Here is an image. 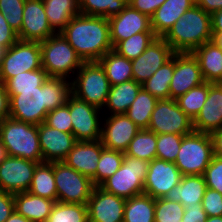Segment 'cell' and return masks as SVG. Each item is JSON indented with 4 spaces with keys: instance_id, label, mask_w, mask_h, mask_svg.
Returning a JSON list of instances; mask_svg holds the SVG:
<instances>
[{
    "instance_id": "35",
    "label": "cell",
    "mask_w": 222,
    "mask_h": 222,
    "mask_svg": "<svg viewBox=\"0 0 222 222\" xmlns=\"http://www.w3.org/2000/svg\"><path fill=\"white\" fill-rule=\"evenodd\" d=\"M157 134L141 129L131 140L125 155L150 162L156 158Z\"/></svg>"
},
{
    "instance_id": "28",
    "label": "cell",
    "mask_w": 222,
    "mask_h": 222,
    "mask_svg": "<svg viewBox=\"0 0 222 222\" xmlns=\"http://www.w3.org/2000/svg\"><path fill=\"white\" fill-rule=\"evenodd\" d=\"M141 88L142 84L134 80L111 86L102 112L107 115L125 114Z\"/></svg>"
},
{
    "instance_id": "57",
    "label": "cell",
    "mask_w": 222,
    "mask_h": 222,
    "mask_svg": "<svg viewBox=\"0 0 222 222\" xmlns=\"http://www.w3.org/2000/svg\"><path fill=\"white\" fill-rule=\"evenodd\" d=\"M6 148L2 145V142L0 141V162L4 160L7 157Z\"/></svg>"
},
{
    "instance_id": "34",
    "label": "cell",
    "mask_w": 222,
    "mask_h": 222,
    "mask_svg": "<svg viewBox=\"0 0 222 222\" xmlns=\"http://www.w3.org/2000/svg\"><path fill=\"white\" fill-rule=\"evenodd\" d=\"M158 99L143 87L125 113L140 129H148L151 113Z\"/></svg>"
},
{
    "instance_id": "23",
    "label": "cell",
    "mask_w": 222,
    "mask_h": 222,
    "mask_svg": "<svg viewBox=\"0 0 222 222\" xmlns=\"http://www.w3.org/2000/svg\"><path fill=\"white\" fill-rule=\"evenodd\" d=\"M196 132L211 133L222 129V84L213 83L208 90L206 101L193 120Z\"/></svg>"
},
{
    "instance_id": "55",
    "label": "cell",
    "mask_w": 222,
    "mask_h": 222,
    "mask_svg": "<svg viewBox=\"0 0 222 222\" xmlns=\"http://www.w3.org/2000/svg\"><path fill=\"white\" fill-rule=\"evenodd\" d=\"M211 31L213 37L222 33V9L211 14Z\"/></svg>"
},
{
    "instance_id": "17",
    "label": "cell",
    "mask_w": 222,
    "mask_h": 222,
    "mask_svg": "<svg viewBox=\"0 0 222 222\" xmlns=\"http://www.w3.org/2000/svg\"><path fill=\"white\" fill-rule=\"evenodd\" d=\"M175 52L161 37H156L147 49L131 61L133 80L143 84L148 80Z\"/></svg>"
},
{
    "instance_id": "18",
    "label": "cell",
    "mask_w": 222,
    "mask_h": 222,
    "mask_svg": "<svg viewBox=\"0 0 222 222\" xmlns=\"http://www.w3.org/2000/svg\"><path fill=\"white\" fill-rule=\"evenodd\" d=\"M17 34L19 40L31 42H42L56 34L45 14L43 0L25 1L22 27Z\"/></svg>"
},
{
    "instance_id": "58",
    "label": "cell",
    "mask_w": 222,
    "mask_h": 222,
    "mask_svg": "<svg viewBox=\"0 0 222 222\" xmlns=\"http://www.w3.org/2000/svg\"><path fill=\"white\" fill-rule=\"evenodd\" d=\"M205 222H222V216H210V217H207Z\"/></svg>"
},
{
    "instance_id": "21",
    "label": "cell",
    "mask_w": 222,
    "mask_h": 222,
    "mask_svg": "<svg viewBox=\"0 0 222 222\" xmlns=\"http://www.w3.org/2000/svg\"><path fill=\"white\" fill-rule=\"evenodd\" d=\"M38 135L43 162H62L77 142L72 133L52 128L45 123L38 125Z\"/></svg>"
},
{
    "instance_id": "59",
    "label": "cell",
    "mask_w": 222,
    "mask_h": 222,
    "mask_svg": "<svg viewBox=\"0 0 222 222\" xmlns=\"http://www.w3.org/2000/svg\"><path fill=\"white\" fill-rule=\"evenodd\" d=\"M214 42H216L222 48V33H218L213 37Z\"/></svg>"
},
{
    "instance_id": "49",
    "label": "cell",
    "mask_w": 222,
    "mask_h": 222,
    "mask_svg": "<svg viewBox=\"0 0 222 222\" xmlns=\"http://www.w3.org/2000/svg\"><path fill=\"white\" fill-rule=\"evenodd\" d=\"M165 1L166 0H128V4L140 13L151 17Z\"/></svg>"
},
{
    "instance_id": "37",
    "label": "cell",
    "mask_w": 222,
    "mask_h": 222,
    "mask_svg": "<svg viewBox=\"0 0 222 222\" xmlns=\"http://www.w3.org/2000/svg\"><path fill=\"white\" fill-rule=\"evenodd\" d=\"M212 84L213 83L204 82L197 87L191 88L188 92L176 99L179 108L192 120H194L201 111L206 101L209 87Z\"/></svg>"
},
{
    "instance_id": "42",
    "label": "cell",
    "mask_w": 222,
    "mask_h": 222,
    "mask_svg": "<svg viewBox=\"0 0 222 222\" xmlns=\"http://www.w3.org/2000/svg\"><path fill=\"white\" fill-rule=\"evenodd\" d=\"M184 135L157 134L156 158L167 162H175Z\"/></svg>"
},
{
    "instance_id": "20",
    "label": "cell",
    "mask_w": 222,
    "mask_h": 222,
    "mask_svg": "<svg viewBox=\"0 0 222 222\" xmlns=\"http://www.w3.org/2000/svg\"><path fill=\"white\" fill-rule=\"evenodd\" d=\"M112 47L140 32H153L151 19L129 4L117 15L108 18Z\"/></svg>"
},
{
    "instance_id": "60",
    "label": "cell",
    "mask_w": 222,
    "mask_h": 222,
    "mask_svg": "<svg viewBox=\"0 0 222 222\" xmlns=\"http://www.w3.org/2000/svg\"><path fill=\"white\" fill-rule=\"evenodd\" d=\"M5 50H6V49H5L4 47L0 46V62H1V60H2V57H3V55H4Z\"/></svg>"
},
{
    "instance_id": "5",
    "label": "cell",
    "mask_w": 222,
    "mask_h": 222,
    "mask_svg": "<svg viewBox=\"0 0 222 222\" xmlns=\"http://www.w3.org/2000/svg\"><path fill=\"white\" fill-rule=\"evenodd\" d=\"M40 47L42 68L49 77L72 81L84 63L61 33H56L40 42Z\"/></svg>"
},
{
    "instance_id": "11",
    "label": "cell",
    "mask_w": 222,
    "mask_h": 222,
    "mask_svg": "<svg viewBox=\"0 0 222 222\" xmlns=\"http://www.w3.org/2000/svg\"><path fill=\"white\" fill-rule=\"evenodd\" d=\"M148 130L156 134L188 135L194 131L193 120L179 108L176 99H161L151 113Z\"/></svg>"
},
{
    "instance_id": "10",
    "label": "cell",
    "mask_w": 222,
    "mask_h": 222,
    "mask_svg": "<svg viewBox=\"0 0 222 222\" xmlns=\"http://www.w3.org/2000/svg\"><path fill=\"white\" fill-rule=\"evenodd\" d=\"M42 68L40 42L18 40L5 50L0 62V82Z\"/></svg>"
},
{
    "instance_id": "13",
    "label": "cell",
    "mask_w": 222,
    "mask_h": 222,
    "mask_svg": "<svg viewBox=\"0 0 222 222\" xmlns=\"http://www.w3.org/2000/svg\"><path fill=\"white\" fill-rule=\"evenodd\" d=\"M39 163L7 156L0 162V190L16 194L28 191Z\"/></svg>"
},
{
    "instance_id": "16",
    "label": "cell",
    "mask_w": 222,
    "mask_h": 222,
    "mask_svg": "<svg viewBox=\"0 0 222 222\" xmlns=\"http://www.w3.org/2000/svg\"><path fill=\"white\" fill-rule=\"evenodd\" d=\"M182 174L175 163L160 159L149 162L146 180L144 182V194L154 199L164 198L166 194L180 183Z\"/></svg>"
},
{
    "instance_id": "6",
    "label": "cell",
    "mask_w": 222,
    "mask_h": 222,
    "mask_svg": "<svg viewBox=\"0 0 222 222\" xmlns=\"http://www.w3.org/2000/svg\"><path fill=\"white\" fill-rule=\"evenodd\" d=\"M111 85L98 61L84 62L72 80V94L99 109H103Z\"/></svg>"
},
{
    "instance_id": "25",
    "label": "cell",
    "mask_w": 222,
    "mask_h": 222,
    "mask_svg": "<svg viewBox=\"0 0 222 222\" xmlns=\"http://www.w3.org/2000/svg\"><path fill=\"white\" fill-rule=\"evenodd\" d=\"M191 53L199 63L205 82L222 83V48L214 40L205 42Z\"/></svg>"
},
{
    "instance_id": "46",
    "label": "cell",
    "mask_w": 222,
    "mask_h": 222,
    "mask_svg": "<svg viewBox=\"0 0 222 222\" xmlns=\"http://www.w3.org/2000/svg\"><path fill=\"white\" fill-rule=\"evenodd\" d=\"M203 177L207 188L222 194V159L213 156L208 167L205 169Z\"/></svg>"
},
{
    "instance_id": "26",
    "label": "cell",
    "mask_w": 222,
    "mask_h": 222,
    "mask_svg": "<svg viewBox=\"0 0 222 222\" xmlns=\"http://www.w3.org/2000/svg\"><path fill=\"white\" fill-rule=\"evenodd\" d=\"M55 201L28 191L14 194V210L31 222H47Z\"/></svg>"
},
{
    "instance_id": "50",
    "label": "cell",
    "mask_w": 222,
    "mask_h": 222,
    "mask_svg": "<svg viewBox=\"0 0 222 222\" xmlns=\"http://www.w3.org/2000/svg\"><path fill=\"white\" fill-rule=\"evenodd\" d=\"M184 214L181 222H205L207 219L206 212L201 203L184 206Z\"/></svg>"
},
{
    "instance_id": "29",
    "label": "cell",
    "mask_w": 222,
    "mask_h": 222,
    "mask_svg": "<svg viewBox=\"0 0 222 222\" xmlns=\"http://www.w3.org/2000/svg\"><path fill=\"white\" fill-rule=\"evenodd\" d=\"M43 4L49 24L56 33L80 14L79 0H43Z\"/></svg>"
},
{
    "instance_id": "2",
    "label": "cell",
    "mask_w": 222,
    "mask_h": 222,
    "mask_svg": "<svg viewBox=\"0 0 222 222\" xmlns=\"http://www.w3.org/2000/svg\"><path fill=\"white\" fill-rule=\"evenodd\" d=\"M84 62L113 50L108 18L79 14L60 32Z\"/></svg>"
},
{
    "instance_id": "3",
    "label": "cell",
    "mask_w": 222,
    "mask_h": 222,
    "mask_svg": "<svg viewBox=\"0 0 222 222\" xmlns=\"http://www.w3.org/2000/svg\"><path fill=\"white\" fill-rule=\"evenodd\" d=\"M163 39L175 53H191L205 42L213 40L211 14L195 4L173 24Z\"/></svg>"
},
{
    "instance_id": "31",
    "label": "cell",
    "mask_w": 222,
    "mask_h": 222,
    "mask_svg": "<svg viewBox=\"0 0 222 222\" xmlns=\"http://www.w3.org/2000/svg\"><path fill=\"white\" fill-rule=\"evenodd\" d=\"M28 192L57 202L54 162H42L36 166Z\"/></svg>"
},
{
    "instance_id": "9",
    "label": "cell",
    "mask_w": 222,
    "mask_h": 222,
    "mask_svg": "<svg viewBox=\"0 0 222 222\" xmlns=\"http://www.w3.org/2000/svg\"><path fill=\"white\" fill-rule=\"evenodd\" d=\"M54 178L58 202L87 205L94 188L89 177L62 161L54 162Z\"/></svg>"
},
{
    "instance_id": "56",
    "label": "cell",
    "mask_w": 222,
    "mask_h": 222,
    "mask_svg": "<svg viewBox=\"0 0 222 222\" xmlns=\"http://www.w3.org/2000/svg\"><path fill=\"white\" fill-rule=\"evenodd\" d=\"M5 222H31L24 216L18 214L15 210Z\"/></svg>"
},
{
    "instance_id": "12",
    "label": "cell",
    "mask_w": 222,
    "mask_h": 222,
    "mask_svg": "<svg viewBox=\"0 0 222 222\" xmlns=\"http://www.w3.org/2000/svg\"><path fill=\"white\" fill-rule=\"evenodd\" d=\"M69 111L72 134L76 141L101 140L102 118L104 117L101 109L71 94L69 96Z\"/></svg>"
},
{
    "instance_id": "52",
    "label": "cell",
    "mask_w": 222,
    "mask_h": 222,
    "mask_svg": "<svg viewBox=\"0 0 222 222\" xmlns=\"http://www.w3.org/2000/svg\"><path fill=\"white\" fill-rule=\"evenodd\" d=\"M9 118V95L4 83L0 82V122Z\"/></svg>"
},
{
    "instance_id": "7",
    "label": "cell",
    "mask_w": 222,
    "mask_h": 222,
    "mask_svg": "<svg viewBox=\"0 0 222 222\" xmlns=\"http://www.w3.org/2000/svg\"><path fill=\"white\" fill-rule=\"evenodd\" d=\"M213 156L210 134L193 131L183 136L174 163L182 176L203 175Z\"/></svg>"
},
{
    "instance_id": "43",
    "label": "cell",
    "mask_w": 222,
    "mask_h": 222,
    "mask_svg": "<svg viewBox=\"0 0 222 222\" xmlns=\"http://www.w3.org/2000/svg\"><path fill=\"white\" fill-rule=\"evenodd\" d=\"M181 203L165 198L155 199L154 222H181L184 214Z\"/></svg>"
},
{
    "instance_id": "30",
    "label": "cell",
    "mask_w": 222,
    "mask_h": 222,
    "mask_svg": "<svg viewBox=\"0 0 222 222\" xmlns=\"http://www.w3.org/2000/svg\"><path fill=\"white\" fill-rule=\"evenodd\" d=\"M98 62L103 67L111 86L133 80L131 60L115 51L107 52Z\"/></svg>"
},
{
    "instance_id": "4",
    "label": "cell",
    "mask_w": 222,
    "mask_h": 222,
    "mask_svg": "<svg viewBox=\"0 0 222 222\" xmlns=\"http://www.w3.org/2000/svg\"><path fill=\"white\" fill-rule=\"evenodd\" d=\"M0 141L8 156L43 162L38 125L6 118L0 122Z\"/></svg>"
},
{
    "instance_id": "48",
    "label": "cell",
    "mask_w": 222,
    "mask_h": 222,
    "mask_svg": "<svg viewBox=\"0 0 222 222\" xmlns=\"http://www.w3.org/2000/svg\"><path fill=\"white\" fill-rule=\"evenodd\" d=\"M18 40L17 32L9 26L4 14L0 12V46L8 49Z\"/></svg>"
},
{
    "instance_id": "39",
    "label": "cell",
    "mask_w": 222,
    "mask_h": 222,
    "mask_svg": "<svg viewBox=\"0 0 222 222\" xmlns=\"http://www.w3.org/2000/svg\"><path fill=\"white\" fill-rule=\"evenodd\" d=\"M47 222H88L87 205L57 201Z\"/></svg>"
},
{
    "instance_id": "51",
    "label": "cell",
    "mask_w": 222,
    "mask_h": 222,
    "mask_svg": "<svg viewBox=\"0 0 222 222\" xmlns=\"http://www.w3.org/2000/svg\"><path fill=\"white\" fill-rule=\"evenodd\" d=\"M14 211V194L0 190V222H5Z\"/></svg>"
},
{
    "instance_id": "15",
    "label": "cell",
    "mask_w": 222,
    "mask_h": 222,
    "mask_svg": "<svg viewBox=\"0 0 222 222\" xmlns=\"http://www.w3.org/2000/svg\"><path fill=\"white\" fill-rule=\"evenodd\" d=\"M204 82L199 63L192 53H174V73L170 83V99H177L191 88Z\"/></svg>"
},
{
    "instance_id": "22",
    "label": "cell",
    "mask_w": 222,
    "mask_h": 222,
    "mask_svg": "<svg viewBox=\"0 0 222 222\" xmlns=\"http://www.w3.org/2000/svg\"><path fill=\"white\" fill-rule=\"evenodd\" d=\"M104 148L101 140L77 141L64 162L77 172L89 177L96 186V168Z\"/></svg>"
},
{
    "instance_id": "19",
    "label": "cell",
    "mask_w": 222,
    "mask_h": 222,
    "mask_svg": "<svg viewBox=\"0 0 222 222\" xmlns=\"http://www.w3.org/2000/svg\"><path fill=\"white\" fill-rule=\"evenodd\" d=\"M126 199L94 186L87 203L88 222H123Z\"/></svg>"
},
{
    "instance_id": "24",
    "label": "cell",
    "mask_w": 222,
    "mask_h": 222,
    "mask_svg": "<svg viewBox=\"0 0 222 222\" xmlns=\"http://www.w3.org/2000/svg\"><path fill=\"white\" fill-rule=\"evenodd\" d=\"M194 5L195 0H166L150 17L155 36L163 38L173 24Z\"/></svg>"
},
{
    "instance_id": "8",
    "label": "cell",
    "mask_w": 222,
    "mask_h": 222,
    "mask_svg": "<svg viewBox=\"0 0 222 222\" xmlns=\"http://www.w3.org/2000/svg\"><path fill=\"white\" fill-rule=\"evenodd\" d=\"M148 167L149 162L124 155L121 167L100 187L124 199L143 194Z\"/></svg>"
},
{
    "instance_id": "1",
    "label": "cell",
    "mask_w": 222,
    "mask_h": 222,
    "mask_svg": "<svg viewBox=\"0 0 222 222\" xmlns=\"http://www.w3.org/2000/svg\"><path fill=\"white\" fill-rule=\"evenodd\" d=\"M9 117L34 125L44 123L47 113L62 106L72 94V81L48 77L37 90H6Z\"/></svg>"
},
{
    "instance_id": "41",
    "label": "cell",
    "mask_w": 222,
    "mask_h": 222,
    "mask_svg": "<svg viewBox=\"0 0 222 222\" xmlns=\"http://www.w3.org/2000/svg\"><path fill=\"white\" fill-rule=\"evenodd\" d=\"M125 153L104 148L96 168V186H100L122 165Z\"/></svg>"
},
{
    "instance_id": "14",
    "label": "cell",
    "mask_w": 222,
    "mask_h": 222,
    "mask_svg": "<svg viewBox=\"0 0 222 222\" xmlns=\"http://www.w3.org/2000/svg\"><path fill=\"white\" fill-rule=\"evenodd\" d=\"M140 130L126 114H105V118H102V145L107 149L125 153L131 140Z\"/></svg>"
},
{
    "instance_id": "40",
    "label": "cell",
    "mask_w": 222,
    "mask_h": 222,
    "mask_svg": "<svg viewBox=\"0 0 222 222\" xmlns=\"http://www.w3.org/2000/svg\"><path fill=\"white\" fill-rule=\"evenodd\" d=\"M48 77L47 72L41 68L19 73L6 80L4 86L6 90H37V87H41Z\"/></svg>"
},
{
    "instance_id": "38",
    "label": "cell",
    "mask_w": 222,
    "mask_h": 222,
    "mask_svg": "<svg viewBox=\"0 0 222 222\" xmlns=\"http://www.w3.org/2000/svg\"><path fill=\"white\" fill-rule=\"evenodd\" d=\"M155 38L154 32L136 33L130 38L118 42L113 47V51L132 61L141 55Z\"/></svg>"
},
{
    "instance_id": "47",
    "label": "cell",
    "mask_w": 222,
    "mask_h": 222,
    "mask_svg": "<svg viewBox=\"0 0 222 222\" xmlns=\"http://www.w3.org/2000/svg\"><path fill=\"white\" fill-rule=\"evenodd\" d=\"M207 217L222 216V194L206 188L201 202Z\"/></svg>"
},
{
    "instance_id": "54",
    "label": "cell",
    "mask_w": 222,
    "mask_h": 222,
    "mask_svg": "<svg viewBox=\"0 0 222 222\" xmlns=\"http://www.w3.org/2000/svg\"><path fill=\"white\" fill-rule=\"evenodd\" d=\"M213 155L222 159V129L216 130L210 133Z\"/></svg>"
},
{
    "instance_id": "33",
    "label": "cell",
    "mask_w": 222,
    "mask_h": 222,
    "mask_svg": "<svg viewBox=\"0 0 222 222\" xmlns=\"http://www.w3.org/2000/svg\"><path fill=\"white\" fill-rule=\"evenodd\" d=\"M174 73V54L165 62L142 87L158 100L170 99V83Z\"/></svg>"
},
{
    "instance_id": "44",
    "label": "cell",
    "mask_w": 222,
    "mask_h": 222,
    "mask_svg": "<svg viewBox=\"0 0 222 222\" xmlns=\"http://www.w3.org/2000/svg\"><path fill=\"white\" fill-rule=\"evenodd\" d=\"M25 1L26 0H0V12L4 14V18L9 26L17 33L22 27Z\"/></svg>"
},
{
    "instance_id": "27",
    "label": "cell",
    "mask_w": 222,
    "mask_h": 222,
    "mask_svg": "<svg viewBox=\"0 0 222 222\" xmlns=\"http://www.w3.org/2000/svg\"><path fill=\"white\" fill-rule=\"evenodd\" d=\"M206 188L203 175H186L181 177L180 183L172 188L164 198L181 203L183 206H193V204L202 202Z\"/></svg>"
},
{
    "instance_id": "45",
    "label": "cell",
    "mask_w": 222,
    "mask_h": 222,
    "mask_svg": "<svg viewBox=\"0 0 222 222\" xmlns=\"http://www.w3.org/2000/svg\"><path fill=\"white\" fill-rule=\"evenodd\" d=\"M44 123L59 131L72 133V121L69 111V98L68 101L52 111L47 113Z\"/></svg>"
},
{
    "instance_id": "53",
    "label": "cell",
    "mask_w": 222,
    "mask_h": 222,
    "mask_svg": "<svg viewBox=\"0 0 222 222\" xmlns=\"http://www.w3.org/2000/svg\"><path fill=\"white\" fill-rule=\"evenodd\" d=\"M195 4L209 14L222 9V0H195Z\"/></svg>"
},
{
    "instance_id": "32",
    "label": "cell",
    "mask_w": 222,
    "mask_h": 222,
    "mask_svg": "<svg viewBox=\"0 0 222 222\" xmlns=\"http://www.w3.org/2000/svg\"><path fill=\"white\" fill-rule=\"evenodd\" d=\"M155 199L140 194L126 199L123 222H154Z\"/></svg>"
},
{
    "instance_id": "36",
    "label": "cell",
    "mask_w": 222,
    "mask_h": 222,
    "mask_svg": "<svg viewBox=\"0 0 222 222\" xmlns=\"http://www.w3.org/2000/svg\"><path fill=\"white\" fill-rule=\"evenodd\" d=\"M128 0H79L80 14L110 18L119 14Z\"/></svg>"
}]
</instances>
